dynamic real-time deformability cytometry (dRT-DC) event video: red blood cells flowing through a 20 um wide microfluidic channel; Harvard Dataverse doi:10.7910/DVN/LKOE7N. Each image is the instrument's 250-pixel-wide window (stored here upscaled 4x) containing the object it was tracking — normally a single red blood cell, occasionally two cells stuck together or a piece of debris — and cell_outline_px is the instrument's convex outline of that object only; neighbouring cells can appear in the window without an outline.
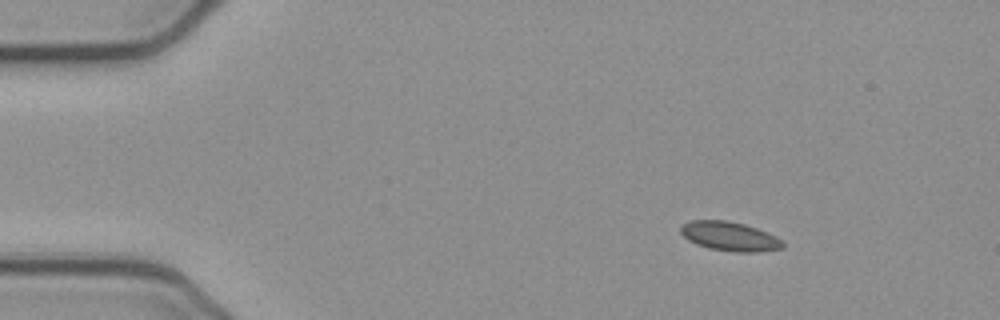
{"species": "common noctule bat (a hibernating species)", "species_latin": "Nyctalus noctula", "temperature_condition": "cold", "stored_images_in_passage": 46, "camera_frame_rate_fps": 3000, "um_per_image_px": 0.085, "animal": {"sex": "female", "body_mass_g": 21.9}, "frame": {"image": 1, "passage_image": 1, "time_ms": 0.0, "image_size_px": [1000, 320], "cell_outline_px": [[784, 248], [756, 252], [732, 252], [708, 248], [696, 244], [688, 240], [680, 232], [680, 224], [692, 220], [728, 220], [744, 224], [768, 232], [784, 240]], "centroid_in_image_um": [62.03, 20.09], "position_along_channel_um": 23.0, "area_um2": 17.63}}
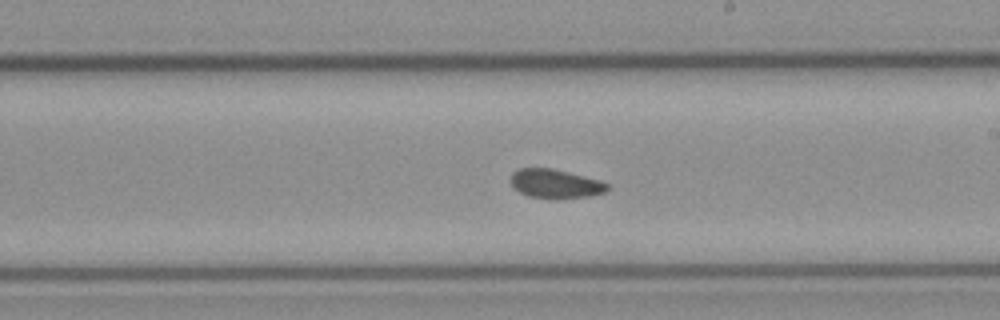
{"frame": {"image": 2, "passage_image": 24, "time_ms": 7.667, "image_size_px": [1000, 320], "cell_outline_px": [[608, 192], [588, 196], [556, 200], [552, 200], [528, 196], [512, 188], [512, 172], [520, 168], [552, 168], [600, 180], [608, 184]], "centroid_in_image_um": [47.21, 15.64], "position_along_channel_um": 241.8, "area_um2": 16.59}}
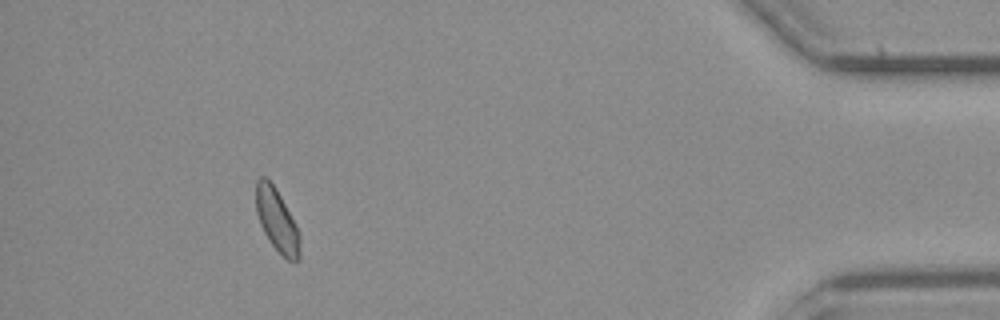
{"frame": {"image": 3, "passage_image": 42, "time_ms": 13.667, "image_size_px": [1000, 320], "cell_outline_px": [[300, 260], [288, 260], [272, 244], [264, 232], [260, 224], [256, 212], [256, 180], [260, 176], [264, 176], [276, 188], [296, 224], [300, 232]], "centroid_in_image_um": [23.54, 18.71], "position_along_channel_um": 411.7, "area_um2": 15.95}, "authors_computed_cell_mechanics": {"area_um2": 16.5886, "velocity_mm_per_s": 3.8735, "shape_relaxation_time_tau1_ms": null, "shape_relaxation_time_tau2_ms": 2.3773, "deformation_change_tau1": null, "deformation_change_tau2": 0.0684}}